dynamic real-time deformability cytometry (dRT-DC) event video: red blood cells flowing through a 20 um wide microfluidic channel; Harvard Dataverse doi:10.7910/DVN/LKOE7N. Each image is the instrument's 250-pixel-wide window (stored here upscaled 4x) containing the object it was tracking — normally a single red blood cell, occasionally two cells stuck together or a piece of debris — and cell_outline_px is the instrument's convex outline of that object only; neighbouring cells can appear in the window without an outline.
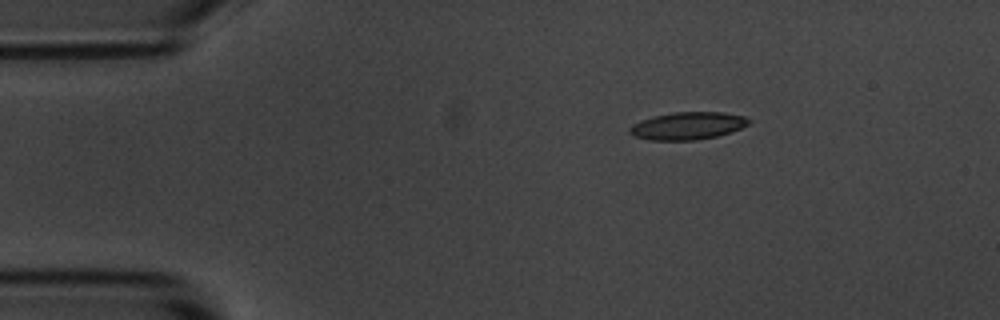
{"species": "common noctule bat (a hibernating species)", "species_latin": "Nyctalus noctula", "temperature_condition": "room temperature", "stored_images_in_passage": 4, "camera_frame_rate_fps": 3000, "um_per_image_px": 0.085, "animal": {"sex": "male", "body_mass_g": 20.1, "forearm_length_mm": 53.5}, "frame": {"image": 1, "passage_image": 2, "time_ms": 2.0, "image_size_px": [1000, 320], "cell_outline_px": [[752, 120], [748, 124], [740, 128], [716, 136], [696, 140], [648, 140], [632, 136], [628, 132], [628, 128], [632, 124], [640, 120], [652, 116], [672, 112], [724, 112], [744, 116]], "centroid_in_image_um": [58.39, 10.69], "position_along_channel_um": 26.6, "area_um2": 19.25}}
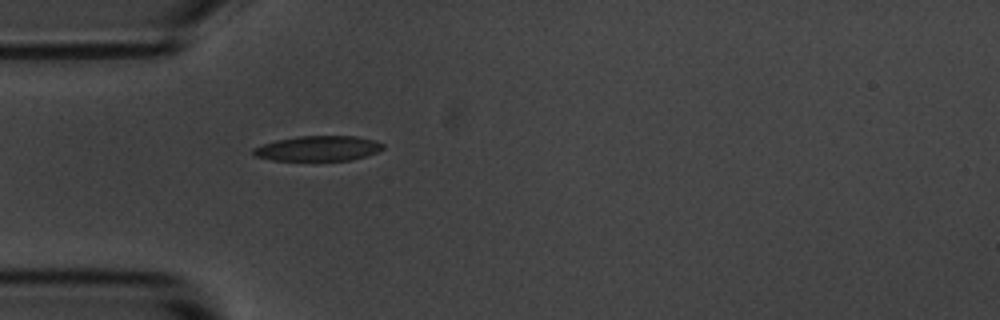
{"frame": {"image": 2, "passage_image": 4, "time_ms": 4.333, "image_size_px": [1000, 320], "cell_outline_px": [[384, 148], [376, 152], [364, 156], [348, 160], [272, 160], [256, 156], [252, 152], [252, 148], [276, 140], [296, 136], [356, 136], [372, 140], [384, 144]], "centroid_in_image_um": [27.01, 12.61], "position_along_channel_um": 58.0, "area_um2": 18.73}}